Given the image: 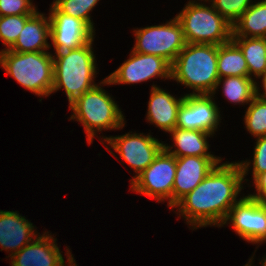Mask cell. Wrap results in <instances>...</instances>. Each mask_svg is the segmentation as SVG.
Here are the masks:
<instances>
[{
  "instance_id": "obj_7",
  "label": "cell",
  "mask_w": 266,
  "mask_h": 266,
  "mask_svg": "<svg viewBox=\"0 0 266 266\" xmlns=\"http://www.w3.org/2000/svg\"><path fill=\"white\" fill-rule=\"evenodd\" d=\"M134 32L136 44L133 51L162 57L171 65L186 44L176 17L164 25L145 27Z\"/></svg>"
},
{
  "instance_id": "obj_29",
  "label": "cell",
  "mask_w": 266,
  "mask_h": 266,
  "mask_svg": "<svg viewBox=\"0 0 266 266\" xmlns=\"http://www.w3.org/2000/svg\"><path fill=\"white\" fill-rule=\"evenodd\" d=\"M253 180L266 173V136L257 138L253 156Z\"/></svg>"
},
{
  "instance_id": "obj_8",
  "label": "cell",
  "mask_w": 266,
  "mask_h": 266,
  "mask_svg": "<svg viewBox=\"0 0 266 266\" xmlns=\"http://www.w3.org/2000/svg\"><path fill=\"white\" fill-rule=\"evenodd\" d=\"M176 173V157L164 148L154 161L138 176L131 179V189L155 198L158 202L168 200L172 208V189Z\"/></svg>"
},
{
  "instance_id": "obj_13",
  "label": "cell",
  "mask_w": 266,
  "mask_h": 266,
  "mask_svg": "<svg viewBox=\"0 0 266 266\" xmlns=\"http://www.w3.org/2000/svg\"><path fill=\"white\" fill-rule=\"evenodd\" d=\"M50 10V38L55 52L74 50L94 39L95 31L83 20L61 13L53 4Z\"/></svg>"
},
{
  "instance_id": "obj_23",
  "label": "cell",
  "mask_w": 266,
  "mask_h": 266,
  "mask_svg": "<svg viewBox=\"0 0 266 266\" xmlns=\"http://www.w3.org/2000/svg\"><path fill=\"white\" fill-rule=\"evenodd\" d=\"M223 81V93L224 96L232 103H248L251 102L255 97V85L253 78L241 77V76H230L219 78L217 87L220 86Z\"/></svg>"
},
{
  "instance_id": "obj_3",
  "label": "cell",
  "mask_w": 266,
  "mask_h": 266,
  "mask_svg": "<svg viewBox=\"0 0 266 266\" xmlns=\"http://www.w3.org/2000/svg\"><path fill=\"white\" fill-rule=\"evenodd\" d=\"M93 39L87 44L63 52H55L53 57V88L52 92L63 87L69 105L86 91L92 89L96 75L95 56L92 49Z\"/></svg>"
},
{
  "instance_id": "obj_4",
  "label": "cell",
  "mask_w": 266,
  "mask_h": 266,
  "mask_svg": "<svg viewBox=\"0 0 266 266\" xmlns=\"http://www.w3.org/2000/svg\"><path fill=\"white\" fill-rule=\"evenodd\" d=\"M53 57L46 51L18 53L4 49L0 51V65L24 88L46 97L53 88Z\"/></svg>"
},
{
  "instance_id": "obj_30",
  "label": "cell",
  "mask_w": 266,
  "mask_h": 266,
  "mask_svg": "<svg viewBox=\"0 0 266 266\" xmlns=\"http://www.w3.org/2000/svg\"><path fill=\"white\" fill-rule=\"evenodd\" d=\"M254 183L257 190V194H250L248 196L256 199L261 204L266 205V173L259 175L254 180Z\"/></svg>"
},
{
  "instance_id": "obj_24",
  "label": "cell",
  "mask_w": 266,
  "mask_h": 266,
  "mask_svg": "<svg viewBox=\"0 0 266 266\" xmlns=\"http://www.w3.org/2000/svg\"><path fill=\"white\" fill-rule=\"evenodd\" d=\"M244 119L249 133L256 138L266 136V102L254 97L245 112Z\"/></svg>"
},
{
  "instance_id": "obj_14",
  "label": "cell",
  "mask_w": 266,
  "mask_h": 266,
  "mask_svg": "<svg viewBox=\"0 0 266 266\" xmlns=\"http://www.w3.org/2000/svg\"><path fill=\"white\" fill-rule=\"evenodd\" d=\"M221 160L220 157H176L172 208L181 198L197 187Z\"/></svg>"
},
{
  "instance_id": "obj_15",
  "label": "cell",
  "mask_w": 266,
  "mask_h": 266,
  "mask_svg": "<svg viewBox=\"0 0 266 266\" xmlns=\"http://www.w3.org/2000/svg\"><path fill=\"white\" fill-rule=\"evenodd\" d=\"M46 232L35 238L17 253L9 256L12 266H65L56 239ZM45 235V236H44ZM68 266V265H67Z\"/></svg>"
},
{
  "instance_id": "obj_1",
  "label": "cell",
  "mask_w": 266,
  "mask_h": 266,
  "mask_svg": "<svg viewBox=\"0 0 266 266\" xmlns=\"http://www.w3.org/2000/svg\"><path fill=\"white\" fill-rule=\"evenodd\" d=\"M250 162L223 163L215 168L191 192L181 198L174 206L188 224L206 227L217 224L223 226L230 209L238 202L236 199L242 182L248 172ZM237 200V201H236Z\"/></svg>"
},
{
  "instance_id": "obj_25",
  "label": "cell",
  "mask_w": 266,
  "mask_h": 266,
  "mask_svg": "<svg viewBox=\"0 0 266 266\" xmlns=\"http://www.w3.org/2000/svg\"><path fill=\"white\" fill-rule=\"evenodd\" d=\"M99 0H55L53 5L66 15L83 20L93 31L94 26L89 12L97 5Z\"/></svg>"
},
{
  "instance_id": "obj_6",
  "label": "cell",
  "mask_w": 266,
  "mask_h": 266,
  "mask_svg": "<svg viewBox=\"0 0 266 266\" xmlns=\"http://www.w3.org/2000/svg\"><path fill=\"white\" fill-rule=\"evenodd\" d=\"M69 108L73 110L70 120L76 119L82 123L90 144L95 137V131L124 127V116L117 103L98 85L83 93Z\"/></svg>"
},
{
  "instance_id": "obj_27",
  "label": "cell",
  "mask_w": 266,
  "mask_h": 266,
  "mask_svg": "<svg viewBox=\"0 0 266 266\" xmlns=\"http://www.w3.org/2000/svg\"><path fill=\"white\" fill-rule=\"evenodd\" d=\"M213 8L230 24H234L252 5L250 0H211Z\"/></svg>"
},
{
  "instance_id": "obj_18",
  "label": "cell",
  "mask_w": 266,
  "mask_h": 266,
  "mask_svg": "<svg viewBox=\"0 0 266 266\" xmlns=\"http://www.w3.org/2000/svg\"><path fill=\"white\" fill-rule=\"evenodd\" d=\"M36 11L24 24L14 45L9 49L13 52H43L50 48L47 38L50 37V20Z\"/></svg>"
},
{
  "instance_id": "obj_9",
  "label": "cell",
  "mask_w": 266,
  "mask_h": 266,
  "mask_svg": "<svg viewBox=\"0 0 266 266\" xmlns=\"http://www.w3.org/2000/svg\"><path fill=\"white\" fill-rule=\"evenodd\" d=\"M154 77L171 79V64L162 57L132 50L129 59L100 84H134Z\"/></svg>"
},
{
  "instance_id": "obj_10",
  "label": "cell",
  "mask_w": 266,
  "mask_h": 266,
  "mask_svg": "<svg viewBox=\"0 0 266 266\" xmlns=\"http://www.w3.org/2000/svg\"><path fill=\"white\" fill-rule=\"evenodd\" d=\"M103 139L134 169L137 176L154 161L164 148L163 143L149 134L146 136L142 133H127L117 137H103Z\"/></svg>"
},
{
  "instance_id": "obj_16",
  "label": "cell",
  "mask_w": 266,
  "mask_h": 266,
  "mask_svg": "<svg viewBox=\"0 0 266 266\" xmlns=\"http://www.w3.org/2000/svg\"><path fill=\"white\" fill-rule=\"evenodd\" d=\"M37 236L34 226L24 216L14 211L0 210V246L2 250H11L13 254L20 251L24 246Z\"/></svg>"
},
{
  "instance_id": "obj_19",
  "label": "cell",
  "mask_w": 266,
  "mask_h": 266,
  "mask_svg": "<svg viewBox=\"0 0 266 266\" xmlns=\"http://www.w3.org/2000/svg\"><path fill=\"white\" fill-rule=\"evenodd\" d=\"M170 133L177 148L171 151L173 146L169 147L164 144V149L171 155L175 157H215L207 151L209 148L207 137H210L212 134L199 130H184L177 127Z\"/></svg>"
},
{
  "instance_id": "obj_5",
  "label": "cell",
  "mask_w": 266,
  "mask_h": 266,
  "mask_svg": "<svg viewBox=\"0 0 266 266\" xmlns=\"http://www.w3.org/2000/svg\"><path fill=\"white\" fill-rule=\"evenodd\" d=\"M176 18L181 24L186 43L219 46L232 39L233 25L212 4L209 7L189 1Z\"/></svg>"
},
{
  "instance_id": "obj_17",
  "label": "cell",
  "mask_w": 266,
  "mask_h": 266,
  "mask_svg": "<svg viewBox=\"0 0 266 266\" xmlns=\"http://www.w3.org/2000/svg\"><path fill=\"white\" fill-rule=\"evenodd\" d=\"M184 100V96L175 98L165 90L152 86L148 104L147 120L160 129L171 132L177 123L178 110Z\"/></svg>"
},
{
  "instance_id": "obj_21",
  "label": "cell",
  "mask_w": 266,
  "mask_h": 266,
  "mask_svg": "<svg viewBox=\"0 0 266 266\" xmlns=\"http://www.w3.org/2000/svg\"><path fill=\"white\" fill-rule=\"evenodd\" d=\"M242 51L248 66L249 77L266 74V38L232 37Z\"/></svg>"
},
{
  "instance_id": "obj_20",
  "label": "cell",
  "mask_w": 266,
  "mask_h": 266,
  "mask_svg": "<svg viewBox=\"0 0 266 266\" xmlns=\"http://www.w3.org/2000/svg\"><path fill=\"white\" fill-rule=\"evenodd\" d=\"M232 37L266 38V0L252 4L233 24Z\"/></svg>"
},
{
  "instance_id": "obj_2",
  "label": "cell",
  "mask_w": 266,
  "mask_h": 266,
  "mask_svg": "<svg viewBox=\"0 0 266 266\" xmlns=\"http://www.w3.org/2000/svg\"><path fill=\"white\" fill-rule=\"evenodd\" d=\"M218 46L186 43L171 65V79L193 89L190 94H215L219 80Z\"/></svg>"
},
{
  "instance_id": "obj_32",
  "label": "cell",
  "mask_w": 266,
  "mask_h": 266,
  "mask_svg": "<svg viewBox=\"0 0 266 266\" xmlns=\"http://www.w3.org/2000/svg\"><path fill=\"white\" fill-rule=\"evenodd\" d=\"M70 252V250H68L66 253V255H67V257H68V266H77V264H75V260H74V258L72 257V254L71 253H69ZM69 254V255H68ZM71 254V255H70Z\"/></svg>"
},
{
  "instance_id": "obj_34",
  "label": "cell",
  "mask_w": 266,
  "mask_h": 266,
  "mask_svg": "<svg viewBox=\"0 0 266 266\" xmlns=\"http://www.w3.org/2000/svg\"><path fill=\"white\" fill-rule=\"evenodd\" d=\"M252 259H249V263L248 264H246L245 266H251L252 265Z\"/></svg>"
},
{
  "instance_id": "obj_28",
  "label": "cell",
  "mask_w": 266,
  "mask_h": 266,
  "mask_svg": "<svg viewBox=\"0 0 266 266\" xmlns=\"http://www.w3.org/2000/svg\"><path fill=\"white\" fill-rule=\"evenodd\" d=\"M36 11L31 0H0V16L33 15Z\"/></svg>"
},
{
  "instance_id": "obj_11",
  "label": "cell",
  "mask_w": 266,
  "mask_h": 266,
  "mask_svg": "<svg viewBox=\"0 0 266 266\" xmlns=\"http://www.w3.org/2000/svg\"><path fill=\"white\" fill-rule=\"evenodd\" d=\"M231 221L235 232L247 242L266 241V205L245 196L230 209L223 225Z\"/></svg>"
},
{
  "instance_id": "obj_12",
  "label": "cell",
  "mask_w": 266,
  "mask_h": 266,
  "mask_svg": "<svg viewBox=\"0 0 266 266\" xmlns=\"http://www.w3.org/2000/svg\"><path fill=\"white\" fill-rule=\"evenodd\" d=\"M211 94H187L178 110L177 128L213 134L218 128L220 112Z\"/></svg>"
},
{
  "instance_id": "obj_22",
  "label": "cell",
  "mask_w": 266,
  "mask_h": 266,
  "mask_svg": "<svg viewBox=\"0 0 266 266\" xmlns=\"http://www.w3.org/2000/svg\"><path fill=\"white\" fill-rule=\"evenodd\" d=\"M217 68L219 78L249 77L248 66L243 53L232 40L218 46Z\"/></svg>"
},
{
  "instance_id": "obj_26",
  "label": "cell",
  "mask_w": 266,
  "mask_h": 266,
  "mask_svg": "<svg viewBox=\"0 0 266 266\" xmlns=\"http://www.w3.org/2000/svg\"><path fill=\"white\" fill-rule=\"evenodd\" d=\"M32 15H8L0 16V39L10 49L19 37L25 22Z\"/></svg>"
},
{
  "instance_id": "obj_31",
  "label": "cell",
  "mask_w": 266,
  "mask_h": 266,
  "mask_svg": "<svg viewBox=\"0 0 266 266\" xmlns=\"http://www.w3.org/2000/svg\"><path fill=\"white\" fill-rule=\"evenodd\" d=\"M259 78H262V86L265 92L263 94H260L258 91L259 88L257 87V85H255V97L263 102H266V74Z\"/></svg>"
},
{
  "instance_id": "obj_33",
  "label": "cell",
  "mask_w": 266,
  "mask_h": 266,
  "mask_svg": "<svg viewBox=\"0 0 266 266\" xmlns=\"http://www.w3.org/2000/svg\"><path fill=\"white\" fill-rule=\"evenodd\" d=\"M264 262L260 261L262 263V266H266V258L263 259Z\"/></svg>"
}]
</instances>
